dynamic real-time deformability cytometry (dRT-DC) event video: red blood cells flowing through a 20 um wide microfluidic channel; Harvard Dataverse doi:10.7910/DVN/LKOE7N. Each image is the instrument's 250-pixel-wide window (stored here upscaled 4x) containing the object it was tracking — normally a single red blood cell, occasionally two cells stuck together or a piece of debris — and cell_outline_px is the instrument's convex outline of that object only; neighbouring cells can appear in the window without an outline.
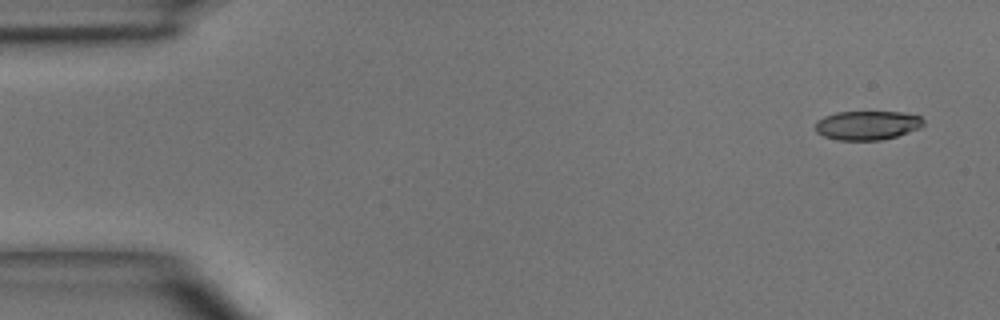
{"species": "common noctule bat (a hibernating species)", "species_latin": "Nyctalus noctula", "temperature_condition": "room temperature", "stored_images_in_passage": 4, "camera_frame_rate_fps": 3000, "um_per_image_px": 0.085, "animal": {"sex": "male", "body_mass_g": 15.6}, "frame": {"image": 1, "passage_image": 1, "time_ms": 0.0, "image_size_px": [1000, 320], "cell_outline_px": [[924, 124], [920, 128], [896, 136], [880, 140], [836, 140], [824, 136], [816, 132], [816, 120], [824, 116], [836, 112], [900, 112], [920, 116], [924, 120]], "centroid_in_image_um": [73.7, 10.65], "position_along_channel_um": 11.3, "area_um2": 18.32}}
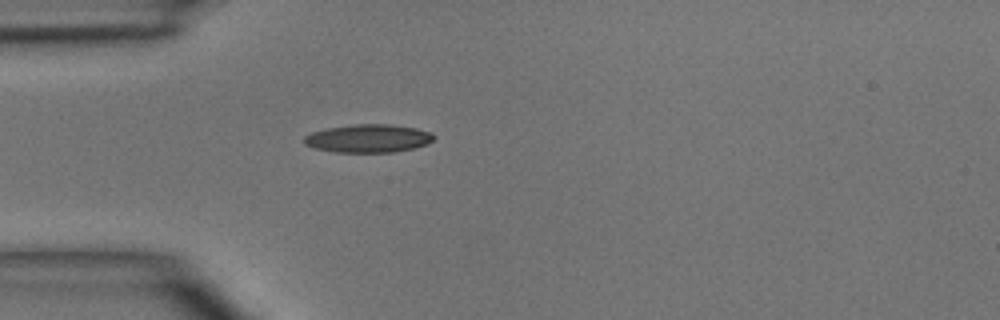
{"frame": {"image": 2, "passage_image": 4, "time_ms": 3.667, "image_size_px": [1000, 320], "cell_outline_px": [[436, 136], [428, 144], [396, 152], [336, 152], [316, 148], [304, 144], [304, 136], [312, 132], [328, 128], [352, 124], [392, 124], [416, 128], [432, 132]], "centroid_in_image_um": [31.34, 11.76], "position_along_channel_um": 53.7, "area_um2": 21.33}}